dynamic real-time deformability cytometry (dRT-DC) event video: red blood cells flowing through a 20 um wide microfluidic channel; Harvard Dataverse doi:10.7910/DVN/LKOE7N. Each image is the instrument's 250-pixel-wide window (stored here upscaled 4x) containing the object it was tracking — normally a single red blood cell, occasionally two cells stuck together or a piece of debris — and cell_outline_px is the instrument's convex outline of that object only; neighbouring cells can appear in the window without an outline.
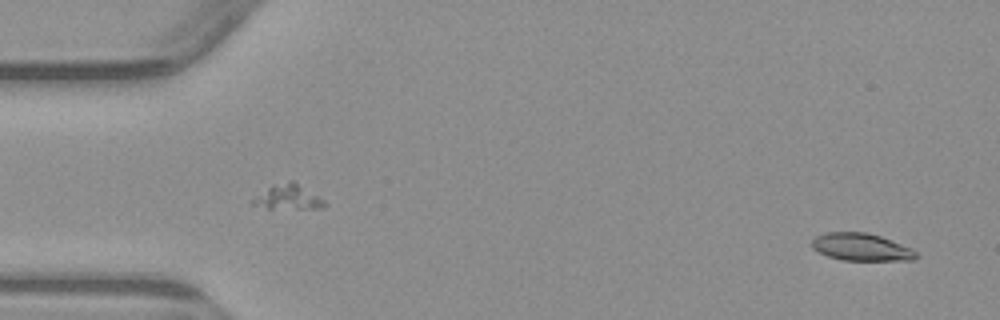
{"species": "common noctule bat (a hibernating species)", "species_latin": "Nyctalus noctula", "temperature_condition": "warm", "stored_images_in_passage": 5, "camera_frame_rate_fps": 3000, "um_per_image_px": 0.085, "animal": {"sex": "male", "body_mass_g": 23.1, "forearm_length_mm": 52.7}, "frame": {"image": 1, "passage_image": 5, "time_ms": 4.667, "image_size_px": [1000, 320], "cell_outline_px": [[920, 256], [916, 260], [844, 260], [828, 256], [812, 248], [812, 240], [816, 236], [828, 232], [864, 232], [880, 236], [912, 248]], "centroid_in_image_um": [73.24, 21.0], "position_along_channel_um": 11.8, "area_um2": 16.59}}